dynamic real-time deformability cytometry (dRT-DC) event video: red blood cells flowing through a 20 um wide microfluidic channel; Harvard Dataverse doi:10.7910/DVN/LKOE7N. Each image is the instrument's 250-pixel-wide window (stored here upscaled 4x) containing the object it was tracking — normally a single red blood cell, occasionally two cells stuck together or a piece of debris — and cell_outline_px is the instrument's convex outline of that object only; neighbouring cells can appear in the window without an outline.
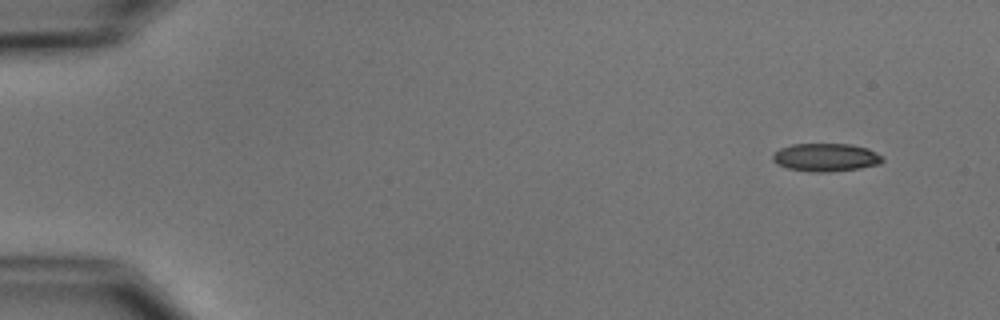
{"species": "common noctule bat (a hibernating species)", "species_latin": "Nyctalus noctula", "temperature_condition": "cold", "stored_images_in_passage": 7, "camera_frame_rate_fps": 3000, "um_per_image_px": 0.085, "animal": {"sex": "male", "body_mass_g": 15.6}, "frame": {"image": 1, "passage_image": 1, "time_ms": 0.0, "image_size_px": [1000, 320], "cell_outline_px": [[884, 160], [880, 164], [860, 168], [824, 172], [812, 172], [788, 168], [776, 164], [772, 160], [772, 156], [780, 148], [792, 144], [852, 144], [868, 148], [884, 156]], "centroid_in_image_um": [70.22, 13.37], "position_along_channel_um": 14.8, "area_um2": 18.03}}
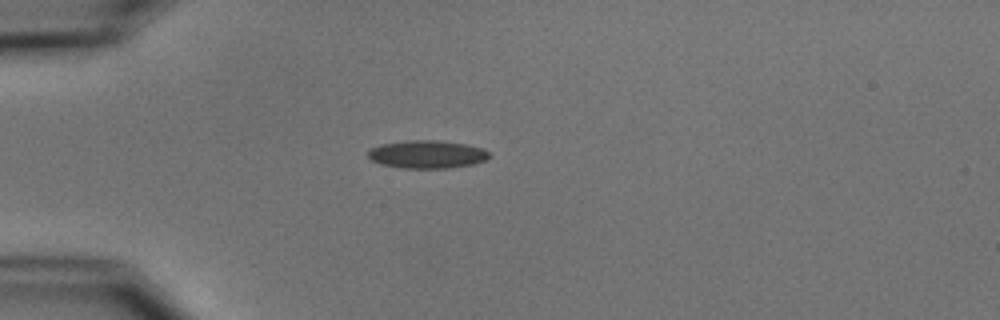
{"frame": {"image": 2, "passage_image": 4, "time_ms": 3.667, "image_size_px": [1000, 320], "cell_outline_px": [[488, 156], [484, 160], [472, 164], [448, 168], [400, 168], [380, 164], [372, 160], [368, 156], [368, 152], [372, 148], [380, 144], [404, 140], [440, 140], [468, 144], [484, 148], [488, 152]], "centroid_in_image_um": [36.28, 13.1], "position_along_channel_um": 48.7, "area_um2": 19.83}}